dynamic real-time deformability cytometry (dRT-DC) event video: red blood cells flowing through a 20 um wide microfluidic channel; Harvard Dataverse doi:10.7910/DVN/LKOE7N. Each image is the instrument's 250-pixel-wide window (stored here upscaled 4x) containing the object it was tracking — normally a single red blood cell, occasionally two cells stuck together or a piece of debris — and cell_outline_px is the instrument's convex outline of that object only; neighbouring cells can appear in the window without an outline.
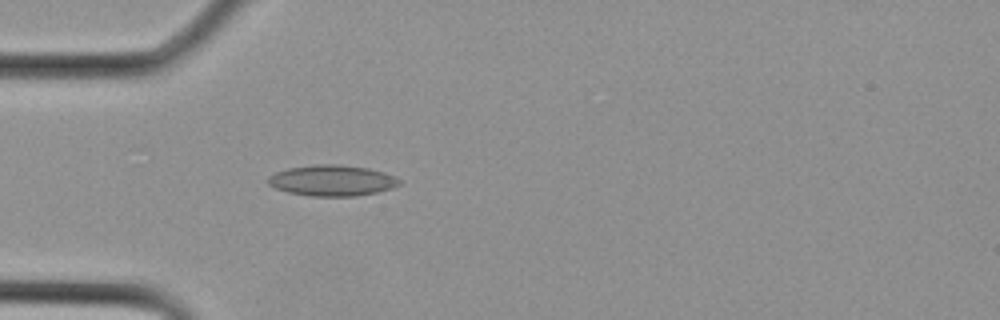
{"species": "Egyptian fruit bat (a non-hibernating species)", "species_latin": "Rousettus aegyptiacus", "temperature_condition": "cold", "stored_images_in_passage": 8, "camera_frame_rate_fps": 3000, "um_per_image_px": 0.085, "animal": {"sex": "female"}, "frame": {"image": 1, "passage_image": 6, "time_ms": 1.667, "image_size_px": [1000, 320], "cell_outline_px": [[400, 184], [392, 188], [376, 192], [356, 196], [312, 196], [288, 192], [276, 188], [268, 184], [268, 176], [276, 172], [288, 168], [316, 164], [336, 164], [368, 168], [384, 172], [400, 180]], "centroid_in_image_um": [28.21, 15.34], "position_along_channel_um": 56.8, "area_um2": 23.47}}
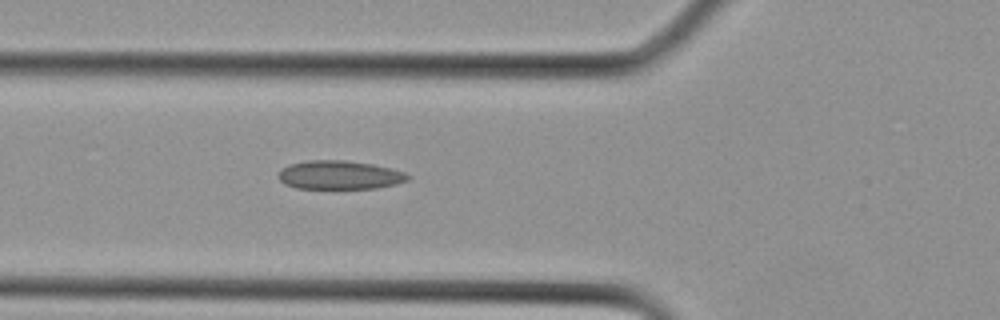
{"frame": {"image": 2, "passage_image": 8, "time_ms": 2.333, "image_size_px": [1000, 320], "cell_outline_px": [[412, 176], [408, 180], [396, 184], [376, 188], [296, 188], [284, 184], [276, 176], [288, 164], [308, 160], [344, 160], [372, 164], [404, 172]], "centroid_in_image_um": [28.85, 14.87], "position_along_channel_um": 97.0, "area_um2": 21.56}}